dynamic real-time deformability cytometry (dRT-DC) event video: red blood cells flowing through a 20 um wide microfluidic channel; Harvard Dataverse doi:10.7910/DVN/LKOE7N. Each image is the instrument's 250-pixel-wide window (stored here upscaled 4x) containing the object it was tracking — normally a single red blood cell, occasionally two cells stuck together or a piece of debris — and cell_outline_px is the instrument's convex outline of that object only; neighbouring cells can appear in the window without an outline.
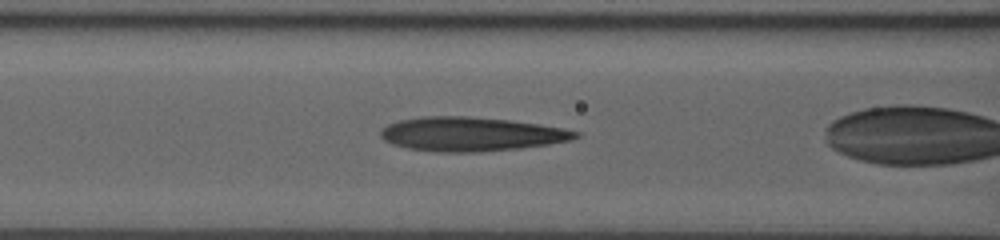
{"species": "human", "species_latin": "Homo sapiens", "temperature_condition": "room temperature", "stored_images_in_passage": 40, "camera_frame_rate_fps": 3000, "um_per_image_px": 0.085, "donor": {"sex": "male"}, "frame": {"image": 1, "passage_image": 21, "time_ms": 6.667, "image_size_px": [1000, 240], "cell_outline_px": [[580, 136], [568, 140], [548, 144], [520, 148], [476, 152], [436, 152], [408, 148], [392, 144], [384, 140], [380, 136], [380, 132], [388, 124], [400, 120], [420, 116], [468, 116], [508, 120], [536, 124], [560, 128], [580, 132]], "centroid_in_image_um": [39.99, 11.4], "position_along_channel_um": 126.6, "area_um2": 38.38}}
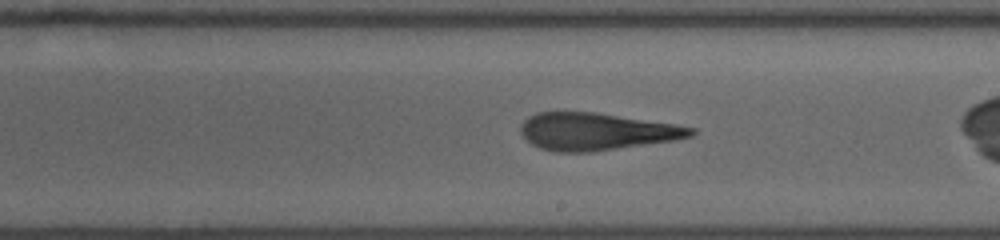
{"frame": {"image": 2, "passage_image": 29, "time_ms": 9.333, "image_size_px": [1000, 240], "cell_outline_px": [[696, 132], [692, 136], [676, 140], [592, 152], [556, 152], [540, 148], [532, 144], [520, 132], [520, 124], [528, 116], [536, 112], [596, 112], [676, 124], [696, 128]], "centroid_in_image_um": [50.7, 11.18], "position_along_channel_um": 238.3, "area_um2": 37.22}}
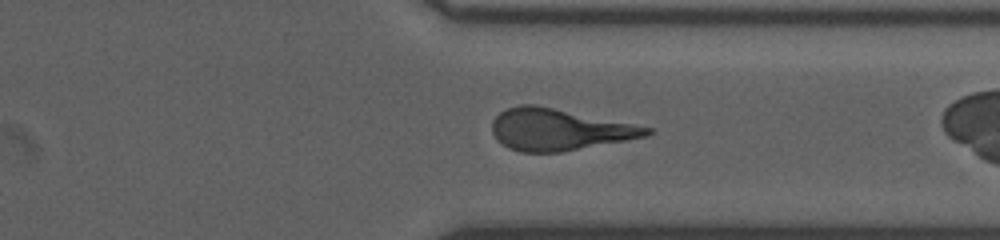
{"frame": {"image": 3, "passage_image": 38, "time_ms": 12.333, "image_size_px": [1000, 240], "cell_outline_px": [[652, 132], [648, 136], [560, 152], [520, 152], [496, 140], [492, 132], [492, 120], [500, 112], [508, 108], [520, 104], [536, 104], [652, 128]], "centroid_in_image_um": [47.48, 11.0], "position_along_channel_um": 363.9, "area_um2": 37.11}}